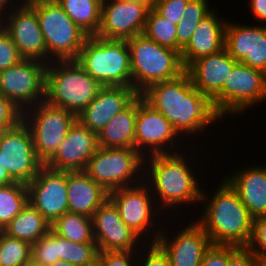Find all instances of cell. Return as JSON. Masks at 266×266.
Returning a JSON list of instances; mask_svg holds the SVG:
<instances>
[{
    "label": "cell",
    "mask_w": 266,
    "mask_h": 266,
    "mask_svg": "<svg viewBox=\"0 0 266 266\" xmlns=\"http://www.w3.org/2000/svg\"><path fill=\"white\" fill-rule=\"evenodd\" d=\"M31 257L47 266L59 261V236L50 230L31 244Z\"/></svg>",
    "instance_id": "obj_35"
},
{
    "label": "cell",
    "mask_w": 266,
    "mask_h": 266,
    "mask_svg": "<svg viewBox=\"0 0 266 266\" xmlns=\"http://www.w3.org/2000/svg\"><path fill=\"white\" fill-rule=\"evenodd\" d=\"M163 226L156 243L168 255L171 266H200L204 253L212 244L203 228L194 219L177 232L166 231Z\"/></svg>",
    "instance_id": "obj_18"
},
{
    "label": "cell",
    "mask_w": 266,
    "mask_h": 266,
    "mask_svg": "<svg viewBox=\"0 0 266 266\" xmlns=\"http://www.w3.org/2000/svg\"><path fill=\"white\" fill-rule=\"evenodd\" d=\"M39 19L47 48V64L56 60H76L89 37L56 1L29 4Z\"/></svg>",
    "instance_id": "obj_7"
},
{
    "label": "cell",
    "mask_w": 266,
    "mask_h": 266,
    "mask_svg": "<svg viewBox=\"0 0 266 266\" xmlns=\"http://www.w3.org/2000/svg\"><path fill=\"white\" fill-rule=\"evenodd\" d=\"M185 140L160 112L147 104L141 95L138 96L135 149L144 158L151 155L171 154L185 150L184 148L188 146L186 145L188 142ZM176 147L181 149L178 148L177 150Z\"/></svg>",
    "instance_id": "obj_12"
},
{
    "label": "cell",
    "mask_w": 266,
    "mask_h": 266,
    "mask_svg": "<svg viewBox=\"0 0 266 266\" xmlns=\"http://www.w3.org/2000/svg\"><path fill=\"white\" fill-rule=\"evenodd\" d=\"M96 243H76L59 236V259L76 266H97Z\"/></svg>",
    "instance_id": "obj_33"
},
{
    "label": "cell",
    "mask_w": 266,
    "mask_h": 266,
    "mask_svg": "<svg viewBox=\"0 0 266 266\" xmlns=\"http://www.w3.org/2000/svg\"><path fill=\"white\" fill-rule=\"evenodd\" d=\"M76 120L73 113L46 101L23 111V121L31 130L36 156L43 164L56 153Z\"/></svg>",
    "instance_id": "obj_11"
},
{
    "label": "cell",
    "mask_w": 266,
    "mask_h": 266,
    "mask_svg": "<svg viewBox=\"0 0 266 266\" xmlns=\"http://www.w3.org/2000/svg\"><path fill=\"white\" fill-rule=\"evenodd\" d=\"M138 251H99L97 266H136Z\"/></svg>",
    "instance_id": "obj_40"
},
{
    "label": "cell",
    "mask_w": 266,
    "mask_h": 266,
    "mask_svg": "<svg viewBox=\"0 0 266 266\" xmlns=\"http://www.w3.org/2000/svg\"><path fill=\"white\" fill-rule=\"evenodd\" d=\"M261 266H266V257L261 260Z\"/></svg>",
    "instance_id": "obj_53"
},
{
    "label": "cell",
    "mask_w": 266,
    "mask_h": 266,
    "mask_svg": "<svg viewBox=\"0 0 266 266\" xmlns=\"http://www.w3.org/2000/svg\"><path fill=\"white\" fill-rule=\"evenodd\" d=\"M186 150L188 152L191 148L177 153L145 157L144 181L164 215L170 210L173 213L176 207V212L179 213L183 212L180 207L187 206V209L190 204L200 205L203 189L198 178H202V175L196 174V167L192 165V159L188 157L190 153L186 154Z\"/></svg>",
    "instance_id": "obj_2"
},
{
    "label": "cell",
    "mask_w": 266,
    "mask_h": 266,
    "mask_svg": "<svg viewBox=\"0 0 266 266\" xmlns=\"http://www.w3.org/2000/svg\"><path fill=\"white\" fill-rule=\"evenodd\" d=\"M28 203L27 184L0 185V230H3Z\"/></svg>",
    "instance_id": "obj_31"
},
{
    "label": "cell",
    "mask_w": 266,
    "mask_h": 266,
    "mask_svg": "<svg viewBox=\"0 0 266 266\" xmlns=\"http://www.w3.org/2000/svg\"><path fill=\"white\" fill-rule=\"evenodd\" d=\"M98 147L97 134L76 120L56 153L44 165L57 171H83Z\"/></svg>",
    "instance_id": "obj_21"
},
{
    "label": "cell",
    "mask_w": 266,
    "mask_h": 266,
    "mask_svg": "<svg viewBox=\"0 0 266 266\" xmlns=\"http://www.w3.org/2000/svg\"><path fill=\"white\" fill-rule=\"evenodd\" d=\"M143 34L161 46L177 50V25L150 9Z\"/></svg>",
    "instance_id": "obj_32"
},
{
    "label": "cell",
    "mask_w": 266,
    "mask_h": 266,
    "mask_svg": "<svg viewBox=\"0 0 266 266\" xmlns=\"http://www.w3.org/2000/svg\"><path fill=\"white\" fill-rule=\"evenodd\" d=\"M21 60L23 58L18 48L12 41L10 35L0 25V71L13 67Z\"/></svg>",
    "instance_id": "obj_37"
},
{
    "label": "cell",
    "mask_w": 266,
    "mask_h": 266,
    "mask_svg": "<svg viewBox=\"0 0 266 266\" xmlns=\"http://www.w3.org/2000/svg\"><path fill=\"white\" fill-rule=\"evenodd\" d=\"M93 237L99 251H139L146 243L121 219L107 199L92 216Z\"/></svg>",
    "instance_id": "obj_17"
},
{
    "label": "cell",
    "mask_w": 266,
    "mask_h": 266,
    "mask_svg": "<svg viewBox=\"0 0 266 266\" xmlns=\"http://www.w3.org/2000/svg\"><path fill=\"white\" fill-rule=\"evenodd\" d=\"M140 95L172 124L181 137H187L188 143L189 136L200 137L212 123L223 120L212 101L192 85L186 71L175 79L148 86Z\"/></svg>",
    "instance_id": "obj_1"
},
{
    "label": "cell",
    "mask_w": 266,
    "mask_h": 266,
    "mask_svg": "<svg viewBox=\"0 0 266 266\" xmlns=\"http://www.w3.org/2000/svg\"><path fill=\"white\" fill-rule=\"evenodd\" d=\"M15 182L8 174L7 170L2 168L0 162V185H7Z\"/></svg>",
    "instance_id": "obj_48"
},
{
    "label": "cell",
    "mask_w": 266,
    "mask_h": 266,
    "mask_svg": "<svg viewBox=\"0 0 266 266\" xmlns=\"http://www.w3.org/2000/svg\"><path fill=\"white\" fill-rule=\"evenodd\" d=\"M108 199L118 209L122 221L142 239L144 238L146 243L156 242L162 231L163 224L159 223L163 221V216H165L164 221L168 217L172 218L170 214L168 216L162 214L150 187L144 180L139 184L109 192ZM159 217L162 219L160 220Z\"/></svg>",
    "instance_id": "obj_8"
},
{
    "label": "cell",
    "mask_w": 266,
    "mask_h": 266,
    "mask_svg": "<svg viewBox=\"0 0 266 266\" xmlns=\"http://www.w3.org/2000/svg\"><path fill=\"white\" fill-rule=\"evenodd\" d=\"M50 230V223L28 202L2 231L32 244Z\"/></svg>",
    "instance_id": "obj_28"
},
{
    "label": "cell",
    "mask_w": 266,
    "mask_h": 266,
    "mask_svg": "<svg viewBox=\"0 0 266 266\" xmlns=\"http://www.w3.org/2000/svg\"><path fill=\"white\" fill-rule=\"evenodd\" d=\"M138 97L123 111L111 118L97 135L102 148H135Z\"/></svg>",
    "instance_id": "obj_27"
},
{
    "label": "cell",
    "mask_w": 266,
    "mask_h": 266,
    "mask_svg": "<svg viewBox=\"0 0 266 266\" xmlns=\"http://www.w3.org/2000/svg\"><path fill=\"white\" fill-rule=\"evenodd\" d=\"M136 266H171V264L168 255L156 242H147L138 251Z\"/></svg>",
    "instance_id": "obj_36"
},
{
    "label": "cell",
    "mask_w": 266,
    "mask_h": 266,
    "mask_svg": "<svg viewBox=\"0 0 266 266\" xmlns=\"http://www.w3.org/2000/svg\"><path fill=\"white\" fill-rule=\"evenodd\" d=\"M58 236L76 243H96L93 237L92 217L66 212L52 225Z\"/></svg>",
    "instance_id": "obj_30"
},
{
    "label": "cell",
    "mask_w": 266,
    "mask_h": 266,
    "mask_svg": "<svg viewBox=\"0 0 266 266\" xmlns=\"http://www.w3.org/2000/svg\"><path fill=\"white\" fill-rule=\"evenodd\" d=\"M0 162L15 182L28 184L44 165L36 156L33 136L22 120L0 135Z\"/></svg>",
    "instance_id": "obj_13"
},
{
    "label": "cell",
    "mask_w": 266,
    "mask_h": 266,
    "mask_svg": "<svg viewBox=\"0 0 266 266\" xmlns=\"http://www.w3.org/2000/svg\"><path fill=\"white\" fill-rule=\"evenodd\" d=\"M140 94L133 87L104 86L77 120L97 135L111 118L126 109Z\"/></svg>",
    "instance_id": "obj_22"
},
{
    "label": "cell",
    "mask_w": 266,
    "mask_h": 266,
    "mask_svg": "<svg viewBox=\"0 0 266 266\" xmlns=\"http://www.w3.org/2000/svg\"><path fill=\"white\" fill-rule=\"evenodd\" d=\"M31 257V244L0 230V265L24 266Z\"/></svg>",
    "instance_id": "obj_34"
},
{
    "label": "cell",
    "mask_w": 266,
    "mask_h": 266,
    "mask_svg": "<svg viewBox=\"0 0 266 266\" xmlns=\"http://www.w3.org/2000/svg\"><path fill=\"white\" fill-rule=\"evenodd\" d=\"M24 266H47V265H45V264L33 259L32 257H30V259L28 260V262Z\"/></svg>",
    "instance_id": "obj_50"
},
{
    "label": "cell",
    "mask_w": 266,
    "mask_h": 266,
    "mask_svg": "<svg viewBox=\"0 0 266 266\" xmlns=\"http://www.w3.org/2000/svg\"><path fill=\"white\" fill-rule=\"evenodd\" d=\"M200 22L185 21L183 18L177 24V51L181 53L182 48L188 43L196 27Z\"/></svg>",
    "instance_id": "obj_45"
},
{
    "label": "cell",
    "mask_w": 266,
    "mask_h": 266,
    "mask_svg": "<svg viewBox=\"0 0 266 266\" xmlns=\"http://www.w3.org/2000/svg\"><path fill=\"white\" fill-rule=\"evenodd\" d=\"M27 187L28 202L50 225L69 212L67 171H57L43 165Z\"/></svg>",
    "instance_id": "obj_16"
},
{
    "label": "cell",
    "mask_w": 266,
    "mask_h": 266,
    "mask_svg": "<svg viewBox=\"0 0 266 266\" xmlns=\"http://www.w3.org/2000/svg\"><path fill=\"white\" fill-rule=\"evenodd\" d=\"M229 245H215L206 250L200 266H228Z\"/></svg>",
    "instance_id": "obj_43"
},
{
    "label": "cell",
    "mask_w": 266,
    "mask_h": 266,
    "mask_svg": "<svg viewBox=\"0 0 266 266\" xmlns=\"http://www.w3.org/2000/svg\"><path fill=\"white\" fill-rule=\"evenodd\" d=\"M248 4L254 20L266 26V0H249Z\"/></svg>",
    "instance_id": "obj_46"
},
{
    "label": "cell",
    "mask_w": 266,
    "mask_h": 266,
    "mask_svg": "<svg viewBox=\"0 0 266 266\" xmlns=\"http://www.w3.org/2000/svg\"><path fill=\"white\" fill-rule=\"evenodd\" d=\"M132 87L140 94L148 86L179 77L185 72L179 51L161 46L143 33L127 39Z\"/></svg>",
    "instance_id": "obj_5"
},
{
    "label": "cell",
    "mask_w": 266,
    "mask_h": 266,
    "mask_svg": "<svg viewBox=\"0 0 266 266\" xmlns=\"http://www.w3.org/2000/svg\"><path fill=\"white\" fill-rule=\"evenodd\" d=\"M76 61L103 86L132 87L127 40L89 36Z\"/></svg>",
    "instance_id": "obj_6"
},
{
    "label": "cell",
    "mask_w": 266,
    "mask_h": 266,
    "mask_svg": "<svg viewBox=\"0 0 266 266\" xmlns=\"http://www.w3.org/2000/svg\"><path fill=\"white\" fill-rule=\"evenodd\" d=\"M214 9L201 20L188 43L181 50V60L186 69L197 59L215 54L225 48L226 23Z\"/></svg>",
    "instance_id": "obj_24"
},
{
    "label": "cell",
    "mask_w": 266,
    "mask_h": 266,
    "mask_svg": "<svg viewBox=\"0 0 266 266\" xmlns=\"http://www.w3.org/2000/svg\"><path fill=\"white\" fill-rule=\"evenodd\" d=\"M144 160L135 148L98 147L84 171L109 193L142 182Z\"/></svg>",
    "instance_id": "obj_9"
},
{
    "label": "cell",
    "mask_w": 266,
    "mask_h": 266,
    "mask_svg": "<svg viewBox=\"0 0 266 266\" xmlns=\"http://www.w3.org/2000/svg\"><path fill=\"white\" fill-rule=\"evenodd\" d=\"M209 0H190L185 8L183 19L190 22H201L214 8Z\"/></svg>",
    "instance_id": "obj_44"
},
{
    "label": "cell",
    "mask_w": 266,
    "mask_h": 266,
    "mask_svg": "<svg viewBox=\"0 0 266 266\" xmlns=\"http://www.w3.org/2000/svg\"><path fill=\"white\" fill-rule=\"evenodd\" d=\"M49 266H76V265H72L71 263H68L66 261L59 260V261H56L54 264H51Z\"/></svg>",
    "instance_id": "obj_51"
},
{
    "label": "cell",
    "mask_w": 266,
    "mask_h": 266,
    "mask_svg": "<svg viewBox=\"0 0 266 266\" xmlns=\"http://www.w3.org/2000/svg\"><path fill=\"white\" fill-rule=\"evenodd\" d=\"M190 0H156L154 10L172 24L177 25L183 18L185 8Z\"/></svg>",
    "instance_id": "obj_39"
},
{
    "label": "cell",
    "mask_w": 266,
    "mask_h": 266,
    "mask_svg": "<svg viewBox=\"0 0 266 266\" xmlns=\"http://www.w3.org/2000/svg\"><path fill=\"white\" fill-rule=\"evenodd\" d=\"M228 266H261V260L248 247L229 245Z\"/></svg>",
    "instance_id": "obj_42"
},
{
    "label": "cell",
    "mask_w": 266,
    "mask_h": 266,
    "mask_svg": "<svg viewBox=\"0 0 266 266\" xmlns=\"http://www.w3.org/2000/svg\"><path fill=\"white\" fill-rule=\"evenodd\" d=\"M88 36H96L101 24L103 0H56Z\"/></svg>",
    "instance_id": "obj_29"
},
{
    "label": "cell",
    "mask_w": 266,
    "mask_h": 266,
    "mask_svg": "<svg viewBox=\"0 0 266 266\" xmlns=\"http://www.w3.org/2000/svg\"><path fill=\"white\" fill-rule=\"evenodd\" d=\"M47 63L23 59L13 67L0 71V94L21 110L45 100Z\"/></svg>",
    "instance_id": "obj_14"
},
{
    "label": "cell",
    "mask_w": 266,
    "mask_h": 266,
    "mask_svg": "<svg viewBox=\"0 0 266 266\" xmlns=\"http://www.w3.org/2000/svg\"><path fill=\"white\" fill-rule=\"evenodd\" d=\"M20 1L26 4H33V3L42 2V1H56V0H20Z\"/></svg>",
    "instance_id": "obj_52"
},
{
    "label": "cell",
    "mask_w": 266,
    "mask_h": 266,
    "mask_svg": "<svg viewBox=\"0 0 266 266\" xmlns=\"http://www.w3.org/2000/svg\"><path fill=\"white\" fill-rule=\"evenodd\" d=\"M219 183L213 194L202 190L200 203L205 206L200 216L198 213L199 218H193L212 244L248 247L253 235L254 218L224 177Z\"/></svg>",
    "instance_id": "obj_3"
},
{
    "label": "cell",
    "mask_w": 266,
    "mask_h": 266,
    "mask_svg": "<svg viewBox=\"0 0 266 266\" xmlns=\"http://www.w3.org/2000/svg\"><path fill=\"white\" fill-rule=\"evenodd\" d=\"M18 0H0V21Z\"/></svg>",
    "instance_id": "obj_47"
},
{
    "label": "cell",
    "mask_w": 266,
    "mask_h": 266,
    "mask_svg": "<svg viewBox=\"0 0 266 266\" xmlns=\"http://www.w3.org/2000/svg\"><path fill=\"white\" fill-rule=\"evenodd\" d=\"M266 101V73L237 62L222 91L212 100L221 118L241 116Z\"/></svg>",
    "instance_id": "obj_10"
},
{
    "label": "cell",
    "mask_w": 266,
    "mask_h": 266,
    "mask_svg": "<svg viewBox=\"0 0 266 266\" xmlns=\"http://www.w3.org/2000/svg\"><path fill=\"white\" fill-rule=\"evenodd\" d=\"M23 120V110L13 101L0 94V132L9 130Z\"/></svg>",
    "instance_id": "obj_38"
},
{
    "label": "cell",
    "mask_w": 266,
    "mask_h": 266,
    "mask_svg": "<svg viewBox=\"0 0 266 266\" xmlns=\"http://www.w3.org/2000/svg\"><path fill=\"white\" fill-rule=\"evenodd\" d=\"M236 63L224 48L197 59L185 71L192 85L212 101L222 91Z\"/></svg>",
    "instance_id": "obj_23"
},
{
    "label": "cell",
    "mask_w": 266,
    "mask_h": 266,
    "mask_svg": "<svg viewBox=\"0 0 266 266\" xmlns=\"http://www.w3.org/2000/svg\"><path fill=\"white\" fill-rule=\"evenodd\" d=\"M226 23L225 49L237 62L266 73V26Z\"/></svg>",
    "instance_id": "obj_20"
},
{
    "label": "cell",
    "mask_w": 266,
    "mask_h": 266,
    "mask_svg": "<svg viewBox=\"0 0 266 266\" xmlns=\"http://www.w3.org/2000/svg\"><path fill=\"white\" fill-rule=\"evenodd\" d=\"M103 87L76 60H56L46 68L44 101L77 116Z\"/></svg>",
    "instance_id": "obj_4"
},
{
    "label": "cell",
    "mask_w": 266,
    "mask_h": 266,
    "mask_svg": "<svg viewBox=\"0 0 266 266\" xmlns=\"http://www.w3.org/2000/svg\"><path fill=\"white\" fill-rule=\"evenodd\" d=\"M108 192L83 171H67L69 212L92 217L108 199Z\"/></svg>",
    "instance_id": "obj_26"
},
{
    "label": "cell",
    "mask_w": 266,
    "mask_h": 266,
    "mask_svg": "<svg viewBox=\"0 0 266 266\" xmlns=\"http://www.w3.org/2000/svg\"><path fill=\"white\" fill-rule=\"evenodd\" d=\"M0 25L10 35L23 59L47 63V48L36 11L18 0Z\"/></svg>",
    "instance_id": "obj_15"
},
{
    "label": "cell",
    "mask_w": 266,
    "mask_h": 266,
    "mask_svg": "<svg viewBox=\"0 0 266 266\" xmlns=\"http://www.w3.org/2000/svg\"><path fill=\"white\" fill-rule=\"evenodd\" d=\"M149 8L140 3L103 0L101 24L97 32L103 39L127 40L143 33Z\"/></svg>",
    "instance_id": "obj_19"
},
{
    "label": "cell",
    "mask_w": 266,
    "mask_h": 266,
    "mask_svg": "<svg viewBox=\"0 0 266 266\" xmlns=\"http://www.w3.org/2000/svg\"><path fill=\"white\" fill-rule=\"evenodd\" d=\"M231 175L224 176L236 190L240 200L246 206L251 216L256 219L266 215V166L250 164L238 168Z\"/></svg>",
    "instance_id": "obj_25"
},
{
    "label": "cell",
    "mask_w": 266,
    "mask_h": 266,
    "mask_svg": "<svg viewBox=\"0 0 266 266\" xmlns=\"http://www.w3.org/2000/svg\"><path fill=\"white\" fill-rule=\"evenodd\" d=\"M121 1L140 3L147 6L149 9H153L156 2V0H121Z\"/></svg>",
    "instance_id": "obj_49"
},
{
    "label": "cell",
    "mask_w": 266,
    "mask_h": 266,
    "mask_svg": "<svg viewBox=\"0 0 266 266\" xmlns=\"http://www.w3.org/2000/svg\"><path fill=\"white\" fill-rule=\"evenodd\" d=\"M248 248L260 260L266 257V215L254 219L253 235Z\"/></svg>",
    "instance_id": "obj_41"
}]
</instances>
